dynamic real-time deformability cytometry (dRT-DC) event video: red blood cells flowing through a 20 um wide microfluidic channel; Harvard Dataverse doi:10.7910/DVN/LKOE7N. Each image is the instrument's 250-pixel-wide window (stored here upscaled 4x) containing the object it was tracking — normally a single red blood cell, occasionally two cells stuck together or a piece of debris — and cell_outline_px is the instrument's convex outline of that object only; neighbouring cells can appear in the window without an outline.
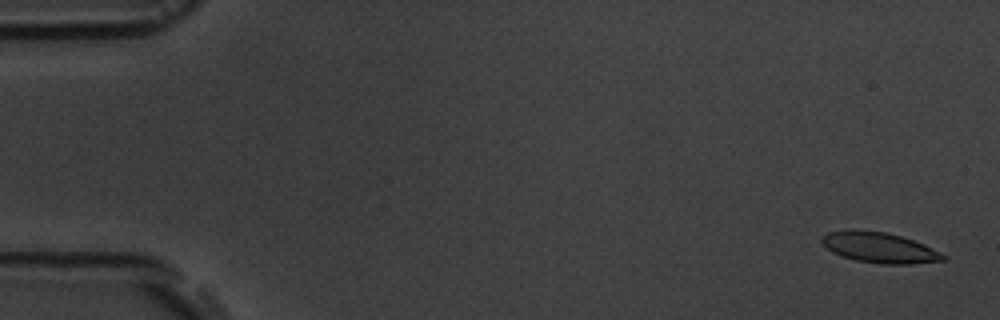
{"species": "common noctule bat (a hibernating species)", "species_latin": "Nyctalus noctula", "temperature_condition": "room temperature", "stored_images_in_passage": 5, "camera_frame_rate_fps": 3000, "um_per_image_px": 0.085, "animal": {"sex": "male", "body_mass_g": 19.5, "forearm_length_mm": 54.6}, "frame": {"image": 1, "passage_image": 1, "time_ms": 0.0, "image_size_px": [1000, 320], "cell_outline_px": [[948, 256], [944, 260], [912, 264], [880, 264], [856, 260], [832, 252], [820, 240], [828, 232], [852, 228], [888, 232], [924, 244]], "centroid_in_image_um": [74.76, 21.03], "position_along_channel_um": 10.2, "area_um2": 21.62}}
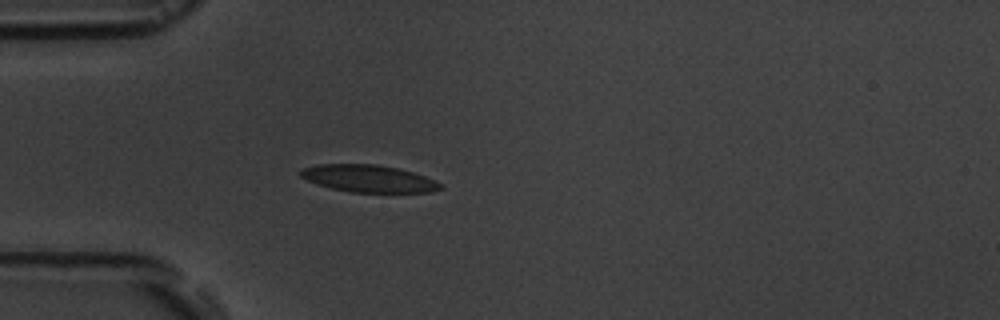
{"frame": {"image": 2, "passage_image": 5, "time_ms": 4.667, "image_size_px": [1000, 320], "cell_outline_px": [[444, 188], [432, 192], [348, 192], [316, 184], [300, 176], [300, 172], [304, 168], [316, 164], [376, 164], [400, 168], [436, 180], [444, 184]], "centroid_in_image_um": [31.38, 15.18], "position_along_channel_um": 53.6, "area_um2": 22.31}}